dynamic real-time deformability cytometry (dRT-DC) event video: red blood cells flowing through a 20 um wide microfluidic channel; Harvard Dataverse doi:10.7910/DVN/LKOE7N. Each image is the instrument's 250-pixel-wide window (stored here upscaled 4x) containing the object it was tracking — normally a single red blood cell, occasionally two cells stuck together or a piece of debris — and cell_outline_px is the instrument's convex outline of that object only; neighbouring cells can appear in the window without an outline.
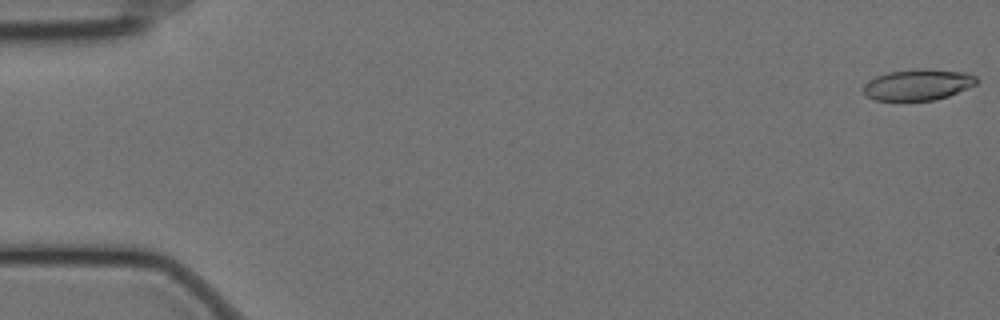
{"species": "Egyptian fruit bat (a non-hibernating species)", "species_latin": "Rousettus aegyptiacus", "temperature_condition": "cold", "stored_images_in_passage": 4, "camera_frame_rate_fps": 3000, "um_per_image_px": 0.085, "animal": {"sex": "female"}, "frame": {"image": 1, "passage_image": 1, "time_ms": 0.0, "image_size_px": [1000, 320], "cell_outline_px": [[980, 80], [976, 84], [948, 96], [932, 100], [876, 100], [868, 96], [864, 92], [864, 84], [876, 76], [888, 72], [920, 68], [924, 68], [968, 72], [976, 76]], "centroid_in_image_um": [78.07, 7.18], "position_along_channel_um": 6.9, "area_um2": 20.46}}